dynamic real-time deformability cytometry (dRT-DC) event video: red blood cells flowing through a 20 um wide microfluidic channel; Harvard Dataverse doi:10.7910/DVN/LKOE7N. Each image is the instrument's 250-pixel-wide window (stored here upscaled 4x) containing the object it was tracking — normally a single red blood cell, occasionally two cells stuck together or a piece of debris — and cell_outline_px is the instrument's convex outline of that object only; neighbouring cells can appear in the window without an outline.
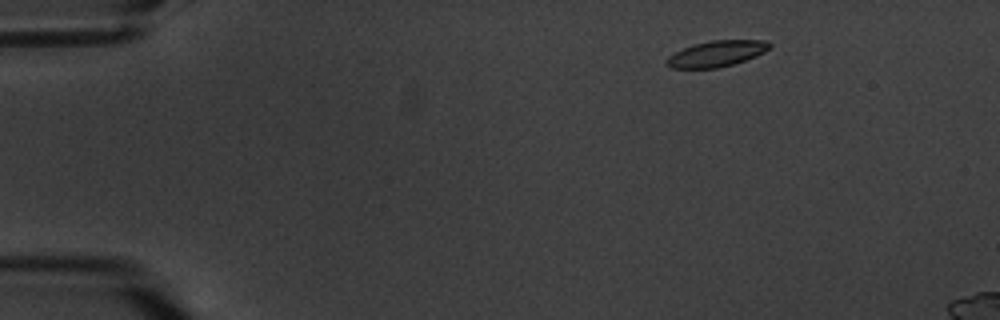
{"species": "common noctule bat (a hibernating species)", "species_latin": "Nyctalus noctula", "temperature_condition": "warm", "stored_images_in_passage": 4, "camera_frame_rate_fps": 3000, "um_per_image_px": 0.085, "animal": {"sex": "male", "body_mass_g": 20.1, "forearm_length_mm": 53.5}, "frame": {"image": 1, "passage_image": 2, "time_ms": 1.0, "image_size_px": [1000, 320], "cell_outline_px": [[772, 44], [764, 52], [756, 56], [732, 64], [716, 68], [668, 68], [664, 64], [664, 60], [668, 56], [692, 44], [712, 40], [768, 40]], "centroid_in_image_um": [60.86, 4.56], "position_along_channel_um": 24.1, "area_um2": 15.61}}